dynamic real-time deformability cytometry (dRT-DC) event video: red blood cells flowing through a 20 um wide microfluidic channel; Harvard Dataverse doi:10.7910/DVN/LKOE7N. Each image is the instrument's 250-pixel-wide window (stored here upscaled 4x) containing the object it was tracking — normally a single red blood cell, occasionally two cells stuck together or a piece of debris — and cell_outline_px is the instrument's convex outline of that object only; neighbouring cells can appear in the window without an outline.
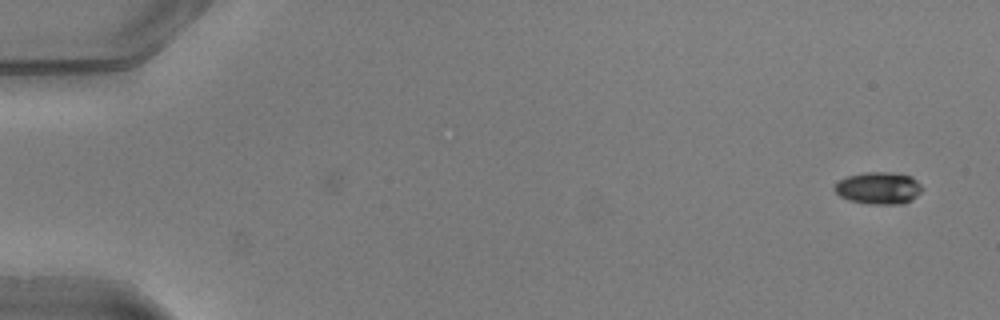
{"species": "common noctule bat (a hibernating species)", "species_latin": "Nyctalus noctula", "temperature_condition": "warm", "stored_images_in_passage": 2, "camera_frame_rate_fps": 3000, "um_per_image_px": 0.085, "animal": {"sex": "male", "body_mass_g": 20.5, "forearm_length_mm": 52.5}, "frame": {"image": 1, "passage_image": 2, "time_ms": 0.333, "image_size_px": [1000, 320], "cell_outline_px": [[924, 188], [916, 196], [904, 204], [868, 204], [848, 200], [840, 196], [832, 188], [840, 180], [848, 176], [864, 172], [892, 172], [912, 176]], "centroid_in_image_um": [74.68, 15.99], "position_along_channel_um": 10.3, "area_um2": 16.47}}